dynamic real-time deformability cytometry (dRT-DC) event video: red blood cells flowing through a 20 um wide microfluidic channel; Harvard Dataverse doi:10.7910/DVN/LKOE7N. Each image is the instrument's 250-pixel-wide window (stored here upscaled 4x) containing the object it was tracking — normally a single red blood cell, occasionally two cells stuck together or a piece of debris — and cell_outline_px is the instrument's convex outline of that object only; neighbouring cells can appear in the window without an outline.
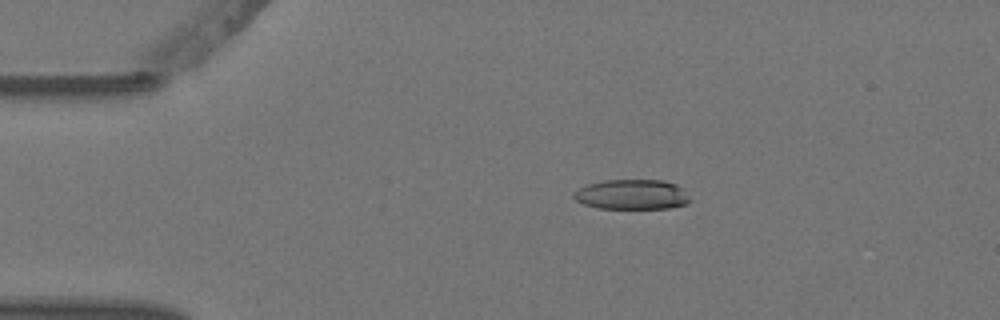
{"species": "Egyptian fruit bat (a non-hibernating species)", "species_latin": "Rousettus aegyptiacus", "temperature_condition": "warm", "stored_images_in_passage": 5, "camera_frame_rate_fps": 3000, "um_per_image_px": 0.085, "animal": {"sex": "female"}, "frame": {"image": 1, "passage_image": 3, "time_ms": 0.667, "image_size_px": [1000, 320], "cell_outline_px": [[692, 200], [684, 204], [668, 208], [596, 208], [584, 204], [576, 200], [572, 196], [572, 192], [588, 184], [604, 180], [664, 180], [676, 184], [684, 188]], "centroid_in_image_um": [53.72, 16.52], "position_along_channel_um": 31.3, "area_um2": 20.4}}
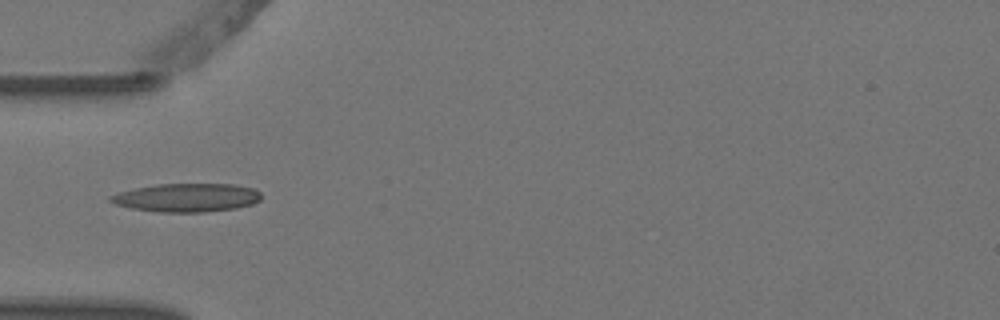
{"frame": {"image": 2, "passage_image": 5, "time_ms": 1.333, "image_size_px": [1000, 320], "cell_outline_px": [[260, 200], [252, 204], [236, 208], [204, 212], [156, 212], [132, 208], [116, 204], [108, 200], [108, 196], [120, 192], [136, 188], [156, 184], [236, 184], [252, 188], [260, 192]], "centroid_in_image_um": [15.87, 16.8], "position_along_channel_um": 69.1, "area_um2": 24.97}}